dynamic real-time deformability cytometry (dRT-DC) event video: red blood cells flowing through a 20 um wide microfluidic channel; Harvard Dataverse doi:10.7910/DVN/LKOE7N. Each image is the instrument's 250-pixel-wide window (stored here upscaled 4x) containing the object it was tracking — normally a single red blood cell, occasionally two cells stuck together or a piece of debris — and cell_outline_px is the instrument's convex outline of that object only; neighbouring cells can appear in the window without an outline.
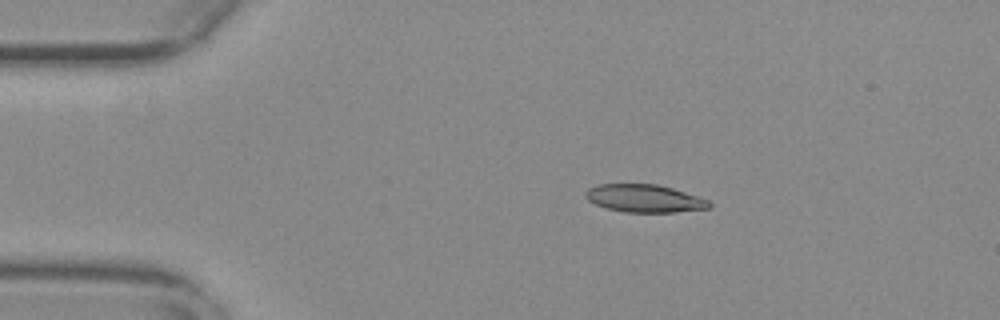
{"species": "common noctule bat (a hibernating species)", "species_latin": "Nyctalus noctula", "temperature_condition": "warm", "stored_images_in_passage": 46, "camera_frame_rate_fps": 3000, "um_per_image_px": 0.085, "animal": {"sex": "female", "body_mass_g": 29.2, "forearm_length_mm": 56.3}, "frame": {"image": 1, "passage_image": 1, "time_ms": 0.0, "image_size_px": [1000, 320], "cell_outline_px": [[712, 204], [708, 208], [676, 212], [624, 212], [608, 208], [596, 204], [588, 200], [584, 196], [584, 192], [588, 188], [600, 184], [656, 184], [672, 188], [708, 200]], "centroid_in_image_um": [54.74, 16.86], "position_along_channel_um": 30.3, "area_um2": 19.83}}
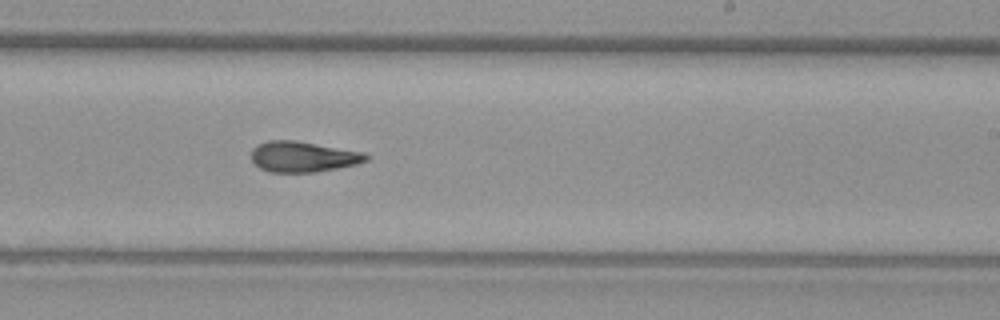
{"frame": {"image": 2, "passage_image": 24, "time_ms": 7.667, "image_size_px": [1000, 320], "cell_outline_px": [[368, 160], [356, 164], [316, 172], [268, 172], [260, 168], [252, 160], [252, 148], [256, 144], [268, 140], [296, 140], [364, 152], [368, 156]], "centroid_in_image_um": [25.73, 13.31], "position_along_channel_um": 263.3, "area_um2": 20.52}}
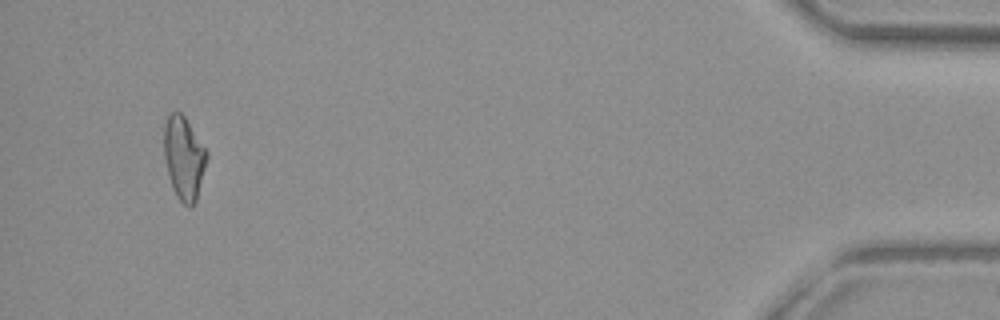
{"frame": {"image": 3, "passage_image": 43, "time_ms": 14.0, "image_size_px": [1000, 320], "cell_outline_px": [[208, 156], [196, 200], [188, 208], [176, 196], [172, 188], [164, 156], [164, 124], [168, 116], [172, 112], [180, 112], [184, 116], [208, 152]], "centroid_in_image_um": [15.63, 13.42], "position_along_channel_um": 419.6, "area_um2": 20.46}, "authors_computed_cell_mechanics": {"area_um2": 20.6346, "velocity_mm_per_s": 3.7454, "shape_relaxation_time_tau1_ms": null, "shape_relaxation_time_tau2_ms": 3.0292, "deformation_change_tau1": null, "deformation_change_tau2": 0.1168}}